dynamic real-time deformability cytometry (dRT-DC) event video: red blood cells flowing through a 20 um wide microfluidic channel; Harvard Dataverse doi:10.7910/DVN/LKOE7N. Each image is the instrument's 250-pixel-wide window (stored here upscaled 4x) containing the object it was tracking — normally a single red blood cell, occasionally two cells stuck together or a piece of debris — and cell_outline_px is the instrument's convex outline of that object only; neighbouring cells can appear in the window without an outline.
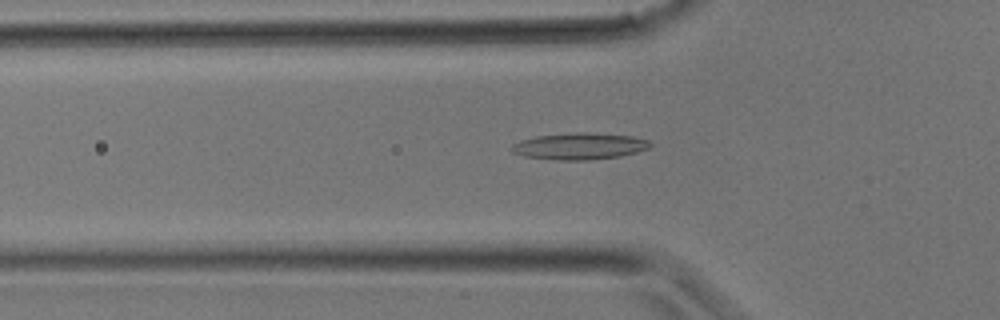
{"species": "common noctule bat (a hibernating species)", "species_latin": "Nyctalus noctula", "temperature_condition": "room temperature", "stored_images_in_passage": 33, "camera_frame_rate_fps": 3000, "um_per_image_px": 0.085, "animal": {"sex": "male", "body_mass_g": 17.9}, "frame": {"image": 1, "passage_image": 11, "time_ms": 3.333, "image_size_px": [1000, 320], "cell_outline_px": [[652, 144], [648, 148], [636, 152], [620, 156], [592, 160], [560, 160], [524, 156], [512, 152], [508, 148], [512, 144], [520, 140], [536, 136], [576, 132], [584, 132], [632, 136], [648, 140]], "centroid_in_image_um": [49.22, 12.42], "position_along_channel_um": 76.6, "area_um2": 21.5}}
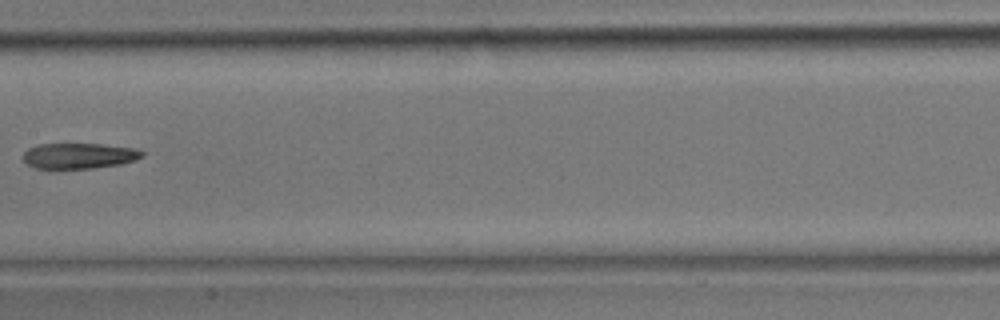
{"frame": {"image": 2, "passage_image": 17, "time_ms": 5.333, "image_size_px": [1000, 320], "cell_outline_px": [[144, 156], [136, 160], [120, 164], [96, 168], [52, 172], [36, 168], [28, 164], [24, 160], [24, 152], [28, 148], [40, 144], [100, 144], [132, 148], [144, 152]], "centroid_in_image_um": [6.66, 13.3], "position_along_channel_um": 200.7, "area_um2": 18.44}}
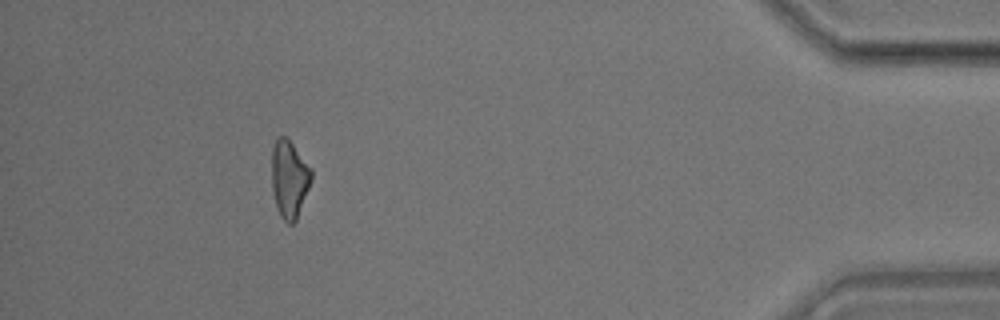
{"frame": {"image": 3, "passage_image": 30, "time_ms": 9.667, "image_size_px": [1000, 320], "cell_outline_px": [[312, 180], [296, 220], [292, 224], [288, 224], [280, 216], [276, 208], [272, 188], [272, 148], [276, 136], [288, 136], [312, 168]], "centroid_in_image_um": [24.59, 15.16], "position_along_channel_um": 410.6, "area_um2": 18.32}}